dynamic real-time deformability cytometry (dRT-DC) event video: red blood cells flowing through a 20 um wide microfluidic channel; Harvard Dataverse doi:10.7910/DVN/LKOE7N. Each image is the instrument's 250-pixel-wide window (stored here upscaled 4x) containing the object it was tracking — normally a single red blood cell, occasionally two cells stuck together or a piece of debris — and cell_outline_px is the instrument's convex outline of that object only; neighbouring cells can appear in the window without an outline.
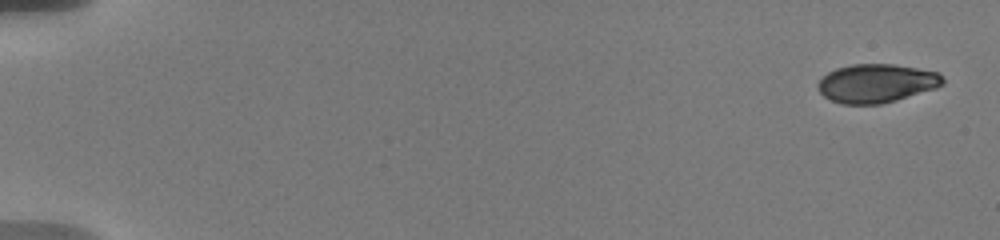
{"species": "human", "species_latin": "Homo sapiens", "temperature_condition": "warm", "stored_images_in_passage": 9, "camera_frame_rate_fps": 3000, "um_per_image_px": 0.085, "donor": {"sex": "male"}, "frame": {"image": 1, "passage_image": 1, "time_ms": 0.0, "image_size_px": [1000, 240], "cell_outline_px": [[944, 84], [936, 88], [896, 100], [880, 104], [840, 104], [824, 96], [820, 92], [816, 84], [828, 72], [836, 68], [852, 64], [892, 64], [940, 72], [944, 80]], "centroid_in_image_um": [74.51, 7.08], "position_along_channel_um": 10.5, "area_um2": 28.09}}
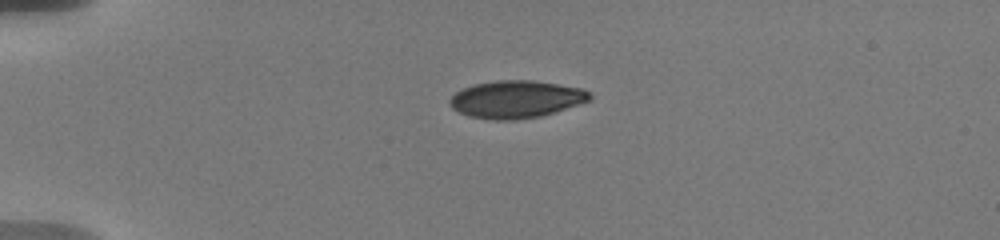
{"frame": {"image": 2, "passage_image": 6, "time_ms": 4.333, "image_size_px": [1000, 240], "cell_outline_px": [[592, 100], [540, 116], [516, 120], [488, 120], [468, 116], [452, 108], [448, 104], [448, 100], [456, 92], [472, 84], [496, 80], [532, 80], [584, 88], [592, 96]], "centroid_in_image_um": [43.85, 8.44], "position_along_channel_um": 41.2, "area_um2": 30.75}}
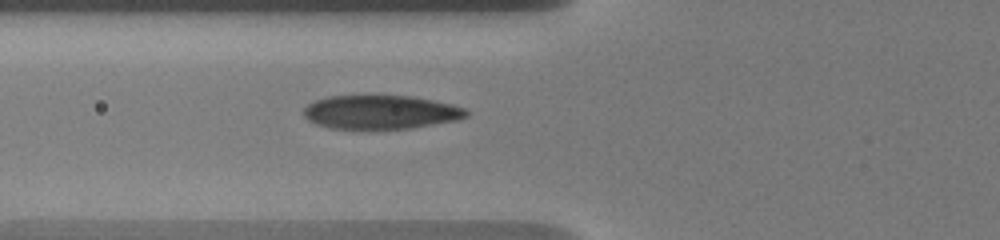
{"frame": {"image": 3, "passage_image": 9, "time_ms": 7.0, "image_size_px": [1000, 240], "cell_outline_px": [[468, 116], [456, 120], [412, 128], [328, 128], [316, 124], [308, 120], [304, 116], [304, 108], [308, 104], [316, 100], [328, 96], [412, 96], [452, 104], [464, 108], [468, 112]], "centroid_in_image_um": [32.35, 9.53], "position_along_channel_um": 93.5, "area_um2": 31.73}}